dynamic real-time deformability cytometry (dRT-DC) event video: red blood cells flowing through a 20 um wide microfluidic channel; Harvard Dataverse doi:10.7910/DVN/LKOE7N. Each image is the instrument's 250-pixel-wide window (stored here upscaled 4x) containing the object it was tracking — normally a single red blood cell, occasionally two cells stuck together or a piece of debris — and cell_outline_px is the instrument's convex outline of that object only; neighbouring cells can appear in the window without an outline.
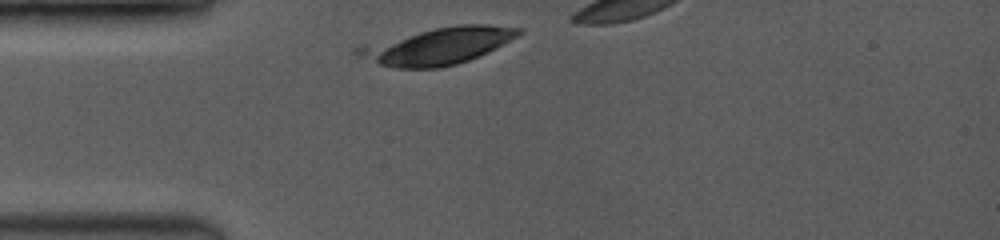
{"species": "common noctule bat (a hibernating species)", "species_latin": "Nyctalus noctula", "temperature_condition": "room temperature", "stored_images_in_passage": 3, "camera_frame_rate_fps": 3500, "um_per_image_px": 0.085, "animal": {"sex": "female", "body_mass_g": 19.0, "forearm_length_mm": 53.3}, "frame": {"image": 1, "passage_image": 1, "time_ms": 0.0, "image_size_px": [1000, 240], "cell_outline_px": [[524, 32], [468, 60], [456, 64], [440, 68], [396, 68], [380, 64], [356, 56], [352, 52], [352, 48], [360, 44], [436, 28], [456, 24], [484, 24], [524, 28]], "centroid_in_image_um": [37.08, 3.9], "position_along_channel_um": 47.9, "area_um2": 34.28}}